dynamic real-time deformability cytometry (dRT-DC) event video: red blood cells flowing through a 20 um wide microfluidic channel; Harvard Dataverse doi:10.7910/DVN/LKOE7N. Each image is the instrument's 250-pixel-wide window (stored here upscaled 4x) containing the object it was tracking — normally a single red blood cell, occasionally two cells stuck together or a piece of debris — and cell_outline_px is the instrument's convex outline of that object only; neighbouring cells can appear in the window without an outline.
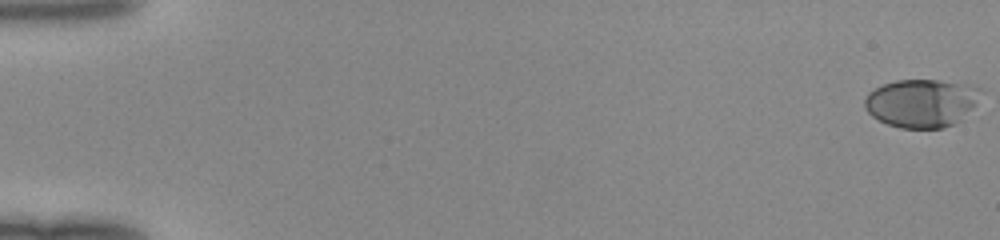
{"species": "human", "species_latin": "Homo sapiens", "temperature_condition": "room temperature", "stored_images_in_passage": 51, "camera_frame_rate_fps": 3000, "um_per_image_px": 0.085, "donor": {"sex": "female"}, "frame": {"image": 1, "passage_image": 1, "time_ms": 0.0, "image_size_px": [1000, 240], "cell_outline_px": [[984, 88], [976, 104], [960, 120], [944, 128], [900, 128], [888, 124], [872, 116], [864, 108], [864, 100], [868, 92], [884, 84], [896, 80], [936, 80]], "centroid_in_image_um": [78.32, 8.76], "position_along_channel_um": 6.7, "area_um2": 32.48}}
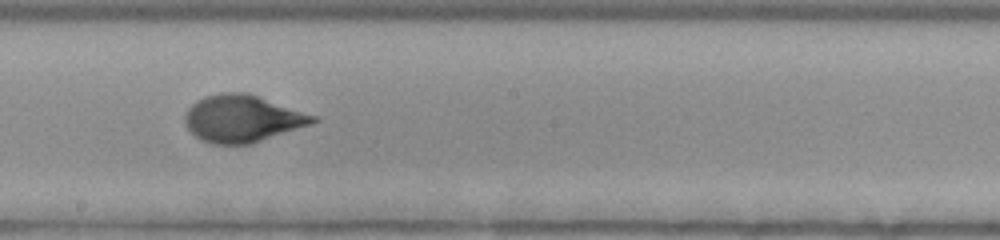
{"frame": {"image": 2, "passage_image": 30, "time_ms": 9.667, "image_size_px": [1000, 240], "cell_outline_px": [[320, 120], [312, 124], [248, 144], [212, 144], [200, 140], [184, 124], [184, 112], [196, 100], [204, 96], [220, 92], [248, 92], [320, 116]], "centroid_in_image_um": [20.62, 10.05], "position_along_channel_um": 227.6, "area_um2": 35.6}}
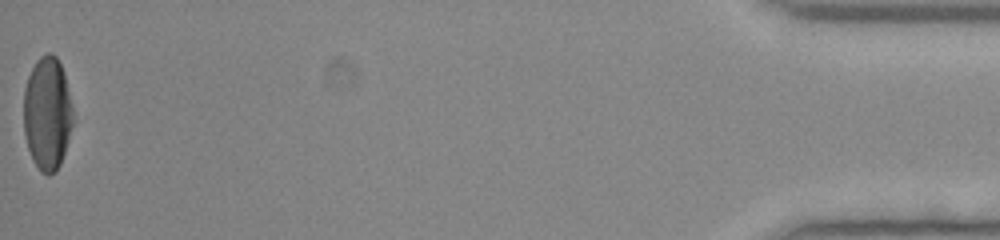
{"frame": {"image": 3, "passage_image": 51, "time_ms": 16.667, "image_size_px": [1000, 240], "cell_outline_px": [[72, 124], [68, 140], [60, 164], [48, 176], [40, 172], [32, 160], [28, 148], [24, 132], [24, 88], [28, 76], [36, 60], [40, 56], [48, 52], [52, 52], [56, 56], [64, 72], [72, 104]], "centroid_in_image_um": [4.01, 9.62], "position_along_channel_um": 431.2, "area_um2": 32.54}}